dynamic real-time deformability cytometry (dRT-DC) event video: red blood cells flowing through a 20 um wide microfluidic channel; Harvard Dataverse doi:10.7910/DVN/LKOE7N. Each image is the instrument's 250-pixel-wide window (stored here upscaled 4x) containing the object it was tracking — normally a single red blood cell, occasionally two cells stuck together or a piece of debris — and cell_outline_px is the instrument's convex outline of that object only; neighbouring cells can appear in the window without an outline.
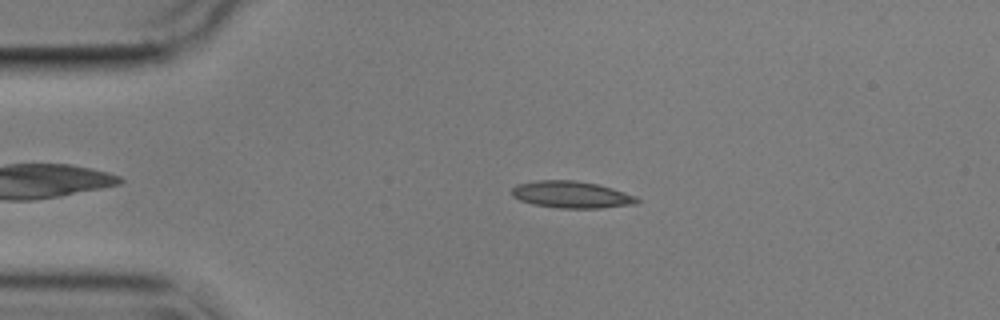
{"species": "common noctule bat (a hibernating species)", "species_latin": "Nyctalus noctula", "temperature_condition": "cold", "stored_images_in_passage": 50, "camera_frame_rate_fps": 3000, "um_per_image_px": 0.085, "animal": {"sex": "male", "body_mass_g": 17.9}, "frame": {"image": 1, "passage_image": 6, "time_ms": 1.667, "image_size_px": [1000, 320], "cell_outline_px": [[640, 200], [636, 204], [600, 208], [560, 208], [532, 204], [520, 200], [512, 196], [512, 188], [516, 184], [536, 180], [572, 180], [596, 184], [612, 188], [636, 196]], "centroid_in_image_um": [48.55, 16.54], "position_along_channel_um": 36.4, "area_um2": 19.59}}
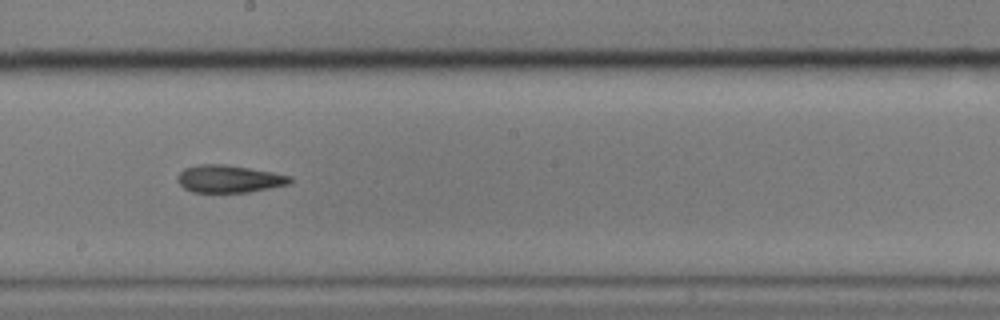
{"frame": {"image": 2, "passage_image": 25, "time_ms": 8.0, "image_size_px": [1000, 320], "cell_outline_px": [[292, 184], [248, 192], [192, 192], [184, 188], [176, 180], [180, 172], [184, 168], [200, 164], [224, 164], [272, 172], [292, 176]], "centroid_in_image_um": [19.48, 15.2], "position_along_channel_um": 228.7, "area_um2": 18.03}}
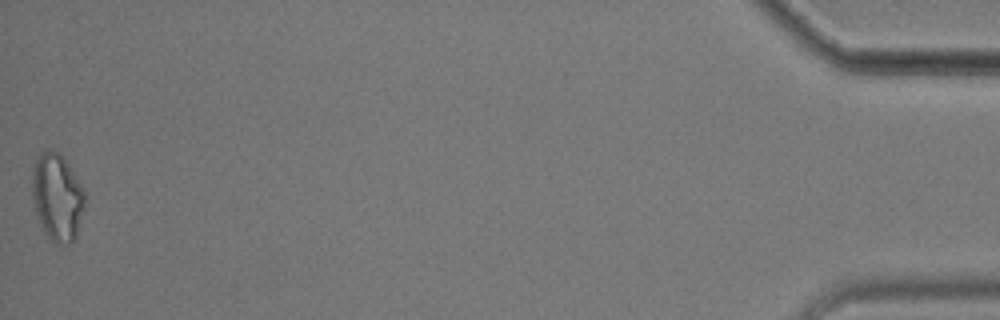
{"frame": {"image": 3, "passage_image": 50, "time_ms": 16.333, "image_size_px": [1000, 320], "cell_outline_px": [[84, 208], [76, 236], [68, 244], [56, 244], [44, 232], [40, 224], [36, 212], [32, 196], [32, 168], [40, 152], [44, 148], [52, 148], [64, 160], [80, 184], [84, 192]], "centroid_in_image_um": [4.83, 16.75], "position_along_channel_um": 430.4, "area_um2": 26.47}, "authors_computed_cell_mechanics": {"area_um2": 18.8428, "velocity_mm_per_s": 3.5496, "shape_relaxation_time_tau1_ms": 10.2292, "shape_relaxation_time_tau2_ms": 4.2332, "deformation_change_tau1": 0.2186, "deformation_change_tau2": 0.1227}}